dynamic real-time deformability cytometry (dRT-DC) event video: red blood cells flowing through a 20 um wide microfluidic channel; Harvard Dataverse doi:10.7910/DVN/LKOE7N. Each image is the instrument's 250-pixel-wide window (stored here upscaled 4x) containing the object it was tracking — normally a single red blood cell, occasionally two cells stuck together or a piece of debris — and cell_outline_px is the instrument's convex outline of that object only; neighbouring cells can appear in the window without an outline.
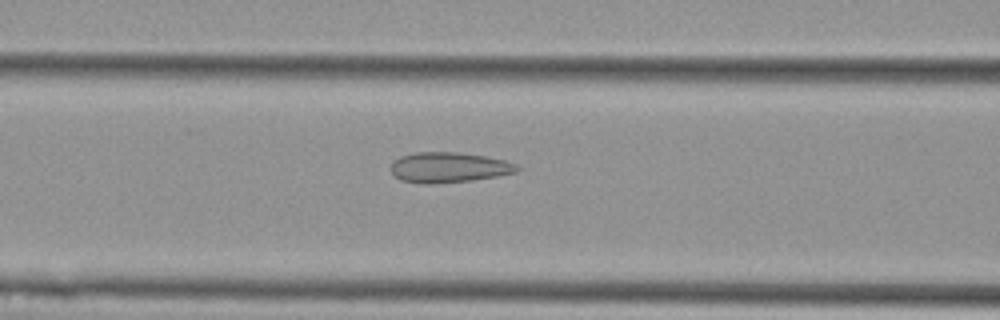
{"species": "Egyptian fruit bat (a non-hibernating species)", "species_latin": "Rousettus aegyptiacus", "temperature_condition": "cold", "stored_images_in_passage": 35, "camera_frame_rate_fps": 3000, "um_per_image_px": 0.085, "animal": {"sex": "female"}, "frame": {"image": 1, "passage_image": 5, "time_ms": 1.333, "image_size_px": [1000, 320], "cell_outline_px": [[520, 168], [516, 172], [496, 176], [472, 180], [428, 184], [424, 184], [400, 180], [388, 168], [392, 160], [400, 156], [416, 152], [460, 152], [484, 156], [504, 160], [516, 164]], "centroid_in_image_um": [38.09, 14.22], "position_along_channel_um": 128.5, "area_um2": 22.37}}
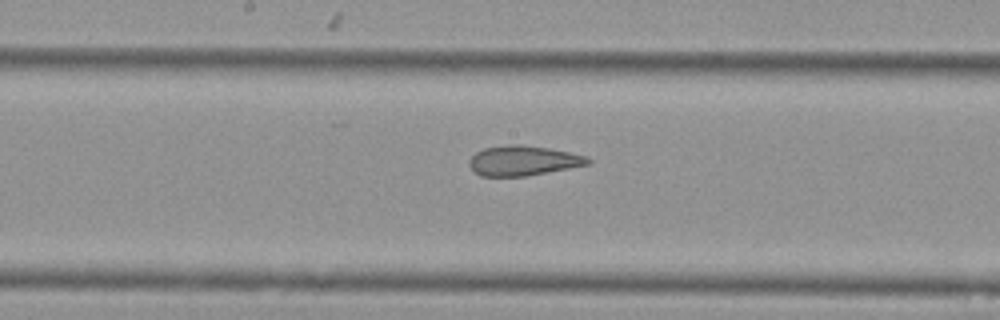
{"frame": {"image": 2, "passage_image": 11, "time_ms": 3.333, "image_size_px": [1000, 320], "cell_outline_px": [[592, 164], [524, 176], [480, 176], [468, 164], [468, 160], [476, 152], [484, 148], [508, 144], [520, 144], [548, 148], [588, 156], [592, 160]], "centroid_in_image_um": [44.48, 13.65], "position_along_channel_um": 203.7, "area_um2": 20.69}}
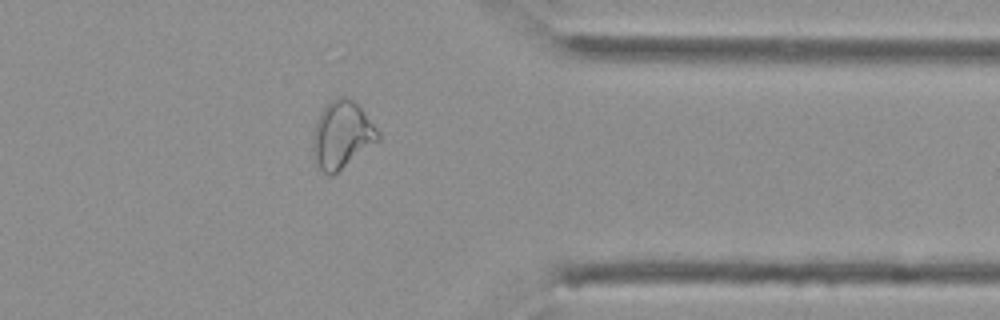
{"frame": {"image": 3, "passage_image": 26, "time_ms": 8.333, "image_size_px": [1000, 320], "cell_outline_px": [[380, 140], [332, 176], [328, 176], [316, 164], [312, 156], [312, 136], [316, 120], [320, 112], [336, 96], [344, 96], [352, 100], [360, 108], [380, 132]], "centroid_in_image_um": [29.03, 11.49], "position_along_channel_um": 382.4, "area_um2": 25.61}}